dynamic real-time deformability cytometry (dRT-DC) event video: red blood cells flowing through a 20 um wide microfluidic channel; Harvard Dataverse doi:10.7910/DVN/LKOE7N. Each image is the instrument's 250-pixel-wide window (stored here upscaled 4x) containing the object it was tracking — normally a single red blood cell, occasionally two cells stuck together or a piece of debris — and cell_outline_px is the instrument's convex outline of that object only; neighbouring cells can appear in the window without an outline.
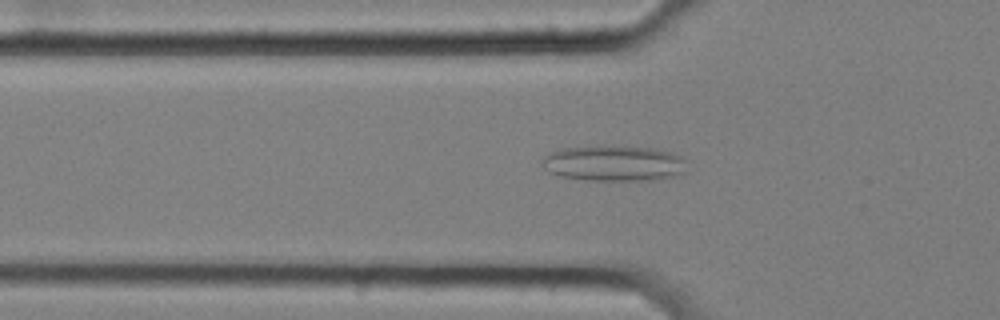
{"species": "common noctule bat (a hibernating species)", "species_latin": "Nyctalus noctula", "temperature_condition": "cold", "stored_images_in_passage": 56, "camera_frame_rate_fps": 3000, "um_per_image_px": 0.085, "animal": {"sex": "female", "body_mass_g": 25.1}, "frame": {"image": 1, "passage_image": 18, "time_ms": 5.667, "image_size_px": [1000, 320], "cell_outline_px": [[684, 172], [672, 176], [652, 180], [588, 180], [560, 176], [548, 172], [540, 164], [540, 160], [544, 156], [560, 148], [652, 148], [672, 152], [684, 156]], "centroid_in_image_um": [52.15, 13.91], "position_along_channel_um": 73.7, "area_um2": 29.3}}
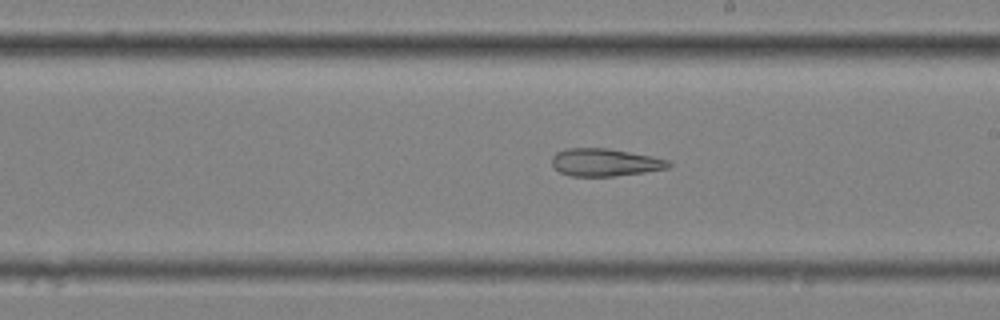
{"frame": {"image": 2, "passage_image": 32, "time_ms": 10.333, "image_size_px": [1000, 320], "cell_outline_px": [[672, 164], [668, 168], [644, 172], [612, 176], [572, 176], [560, 172], [552, 164], [552, 156], [556, 152], [568, 148], [608, 148], [652, 156], [668, 160]], "centroid_in_image_um": [51.42, 13.79], "position_along_channel_um": 237.6, "area_um2": 18.67}}
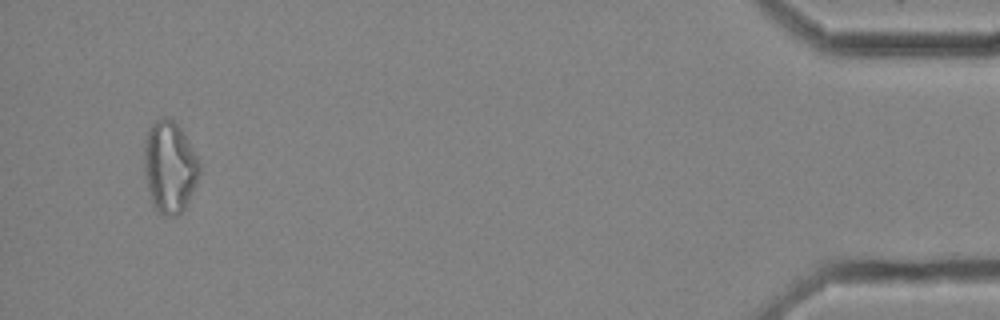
{"frame": {"image": 3, "passage_image": 54, "time_ms": 17.667, "image_size_px": [1000, 320], "cell_outline_px": [[200, 172], [196, 184], [184, 208], [176, 216], [164, 216], [152, 204], [144, 176], [144, 140], [148, 128], [160, 116], [168, 116], [180, 128], [196, 156], [200, 164]], "centroid_in_image_um": [14.38, 14.17], "position_along_channel_um": 420.8, "area_um2": 29.54}, "authors_computed_cell_mechanics": {"area_um2": 25.7499, "velocity_mm_per_s": 3.5049, "shape_relaxation_time_tau1_ms": null, "shape_relaxation_time_tau2_ms": 4.8935, "deformation_change_tau1": null, "deformation_change_tau2": 0.1548}}